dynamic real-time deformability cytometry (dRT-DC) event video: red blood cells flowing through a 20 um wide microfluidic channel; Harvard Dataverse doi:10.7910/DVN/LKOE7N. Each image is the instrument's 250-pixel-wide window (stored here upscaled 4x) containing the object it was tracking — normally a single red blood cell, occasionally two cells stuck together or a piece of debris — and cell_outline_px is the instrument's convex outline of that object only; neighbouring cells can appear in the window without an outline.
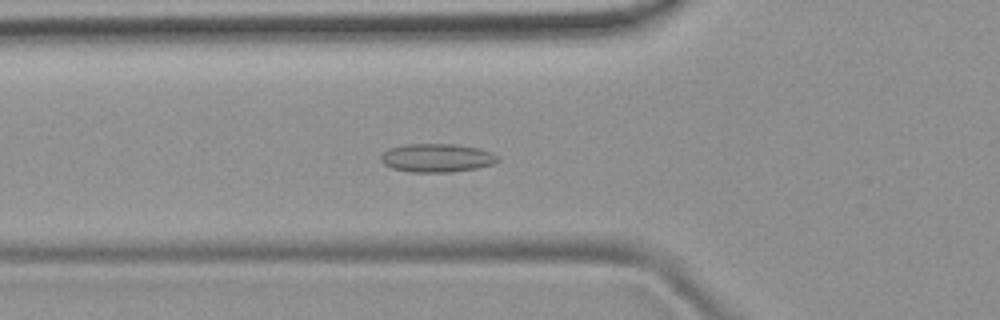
{"species": "common noctule bat (a hibernating species)", "species_latin": "Nyctalus noctula", "temperature_condition": "room temperature", "stored_images_in_passage": 47, "camera_frame_rate_fps": 3000, "um_per_image_px": 0.085, "animal": {"sex": "female", "body_mass_g": 19.9}, "frame": {"image": 1, "passage_image": 14, "time_ms": 4.333, "image_size_px": [1000, 320], "cell_outline_px": [[500, 160], [492, 164], [476, 168], [452, 172], [412, 172], [392, 168], [384, 164], [380, 160], [380, 156], [388, 148], [404, 144], [452, 144], [480, 148], [492, 152], [500, 156]], "centroid_in_image_um": [37.14, 13.41], "position_along_channel_um": 88.7, "area_um2": 19.54}}
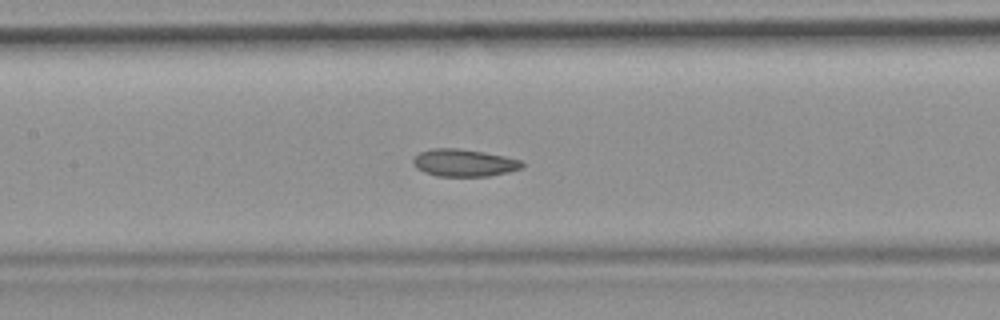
{"frame": {"image": 2, "passage_image": 20, "time_ms": 6.333, "image_size_px": [1000, 320], "cell_outline_px": [[524, 164], [520, 168], [508, 172], [488, 176], [436, 176], [424, 172], [416, 168], [412, 164], [412, 160], [420, 152], [432, 148], [460, 148], [484, 152], [524, 160]], "centroid_in_image_um": [39.43, 13.83], "position_along_channel_um": 168.0, "area_um2": 17.46}}
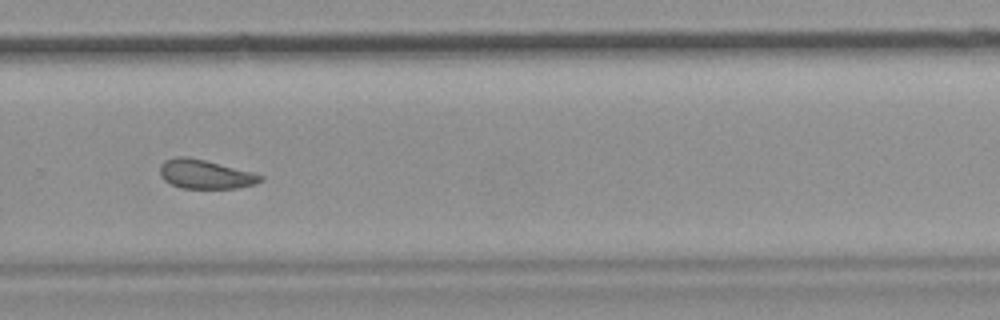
{"frame": {"image": 3, "passage_image": 31, "time_ms": 10.0, "image_size_px": [1000, 320], "cell_outline_px": [[264, 180], [256, 184], [236, 188], [180, 188], [164, 180], [160, 176], [160, 164], [164, 160], [176, 156], [188, 156], [252, 172], [264, 176]], "centroid_in_image_um": [17.43, 14.8], "position_along_channel_um": 312.4, "area_um2": 17.05}, "authors_computed_cell_mechanics": {"area_um2": 17.8024, "velocity_mm_per_s": 3.9559, "shape_relaxation_time_tau1_ms": null, "shape_relaxation_time_tau2_ms": 3.692, "deformation_change_tau1": null, "deformation_change_tau2": 0.1006}}